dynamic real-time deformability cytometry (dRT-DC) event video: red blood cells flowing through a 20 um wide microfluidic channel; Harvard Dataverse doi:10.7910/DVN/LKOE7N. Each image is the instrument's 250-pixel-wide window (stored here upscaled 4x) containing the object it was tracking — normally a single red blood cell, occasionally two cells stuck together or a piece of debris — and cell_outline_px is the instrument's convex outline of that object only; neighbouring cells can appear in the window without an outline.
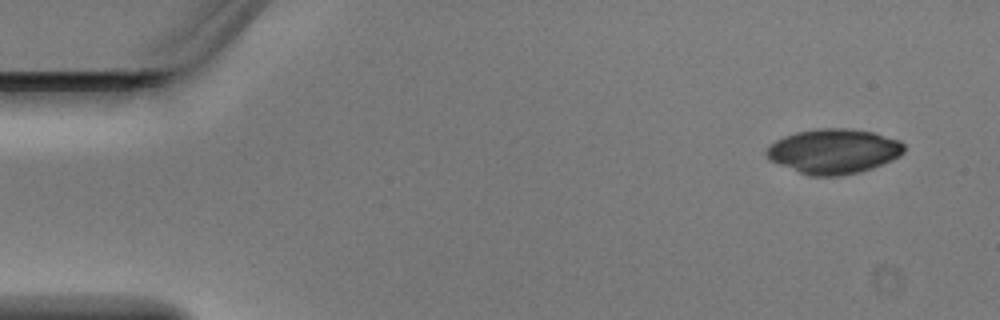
{"species": "Egyptian fruit bat (a non-hibernating species)", "species_latin": "Rousettus aegyptiacus", "temperature_condition": "warm", "stored_images_in_passage": 5, "camera_frame_rate_fps": 3000, "um_per_image_px": 0.085, "animal": {"sex": "male"}, "frame": {"image": 1, "passage_image": 1, "time_ms": 0.0, "image_size_px": [1000, 320], "cell_outline_px": [[904, 152], [900, 156], [892, 160], [872, 168], [860, 172], [840, 176], [808, 176], [768, 160], [764, 152], [768, 144], [784, 136], [796, 132], [816, 128], [844, 128], [872, 132], [900, 140], [904, 144]], "centroid_in_image_um": [70.82, 12.86], "position_along_channel_um": 14.2, "area_um2": 36.24}}